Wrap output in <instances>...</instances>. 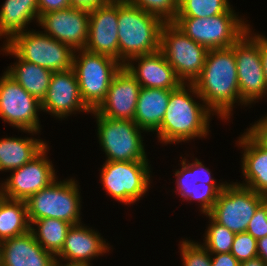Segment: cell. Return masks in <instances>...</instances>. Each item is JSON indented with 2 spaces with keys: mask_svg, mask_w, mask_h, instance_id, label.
<instances>
[{
  "mask_svg": "<svg viewBox=\"0 0 267 266\" xmlns=\"http://www.w3.org/2000/svg\"><path fill=\"white\" fill-rule=\"evenodd\" d=\"M244 150L242 159V174L246 186L267 198V149L261 147L247 132L237 141Z\"/></svg>",
  "mask_w": 267,
  "mask_h": 266,
  "instance_id": "obj_22",
  "label": "cell"
},
{
  "mask_svg": "<svg viewBox=\"0 0 267 266\" xmlns=\"http://www.w3.org/2000/svg\"><path fill=\"white\" fill-rule=\"evenodd\" d=\"M257 254L267 264V236L257 240Z\"/></svg>",
  "mask_w": 267,
  "mask_h": 266,
  "instance_id": "obj_43",
  "label": "cell"
},
{
  "mask_svg": "<svg viewBox=\"0 0 267 266\" xmlns=\"http://www.w3.org/2000/svg\"><path fill=\"white\" fill-rule=\"evenodd\" d=\"M75 52L78 53H74L73 69L81 98L91 111L96 110L105 100L113 77L123 65L114 58L85 49Z\"/></svg>",
  "mask_w": 267,
  "mask_h": 266,
  "instance_id": "obj_5",
  "label": "cell"
},
{
  "mask_svg": "<svg viewBox=\"0 0 267 266\" xmlns=\"http://www.w3.org/2000/svg\"><path fill=\"white\" fill-rule=\"evenodd\" d=\"M193 84L213 114L229 120L234 104H244L240 98L234 45L209 49L203 70Z\"/></svg>",
  "mask_w": 267,
  "mask_h": 266,
  "instance_id": "obj_1",
  "label": "cell"
},
{
  "mask_svg": "<svg viewBox=\"0 0 267 266\" xmlns=\"http://www.w3.org/2000/svg\"><path fill=\"white\" fill-rule=\"evenodd\" d=\"M187 162V163H186ZM181 169L175 171L177 192L187 200L192 194L196 186L195 178V161L188 163L186 159L181 161Z\"/></svg>",
  "mask_w": 267,
  "mask_h": 266,
  "instance_id": "obj_35",
  "label": "cell"
},
{
  "mask_svg": "<svg viewBox=\"0 0 267 266\" xmlns=\"http://www.w3.org/2000/svg\"><path fill=\"white\" fill-rule=\"evenodd\" d=\"M4 44L20 59L52 72L73 68V57L76 52L70 46L55 40L43 31L20 32Z\"/></svg>",
  "mask_w": 267,
  "mask_h": 266,
  "instance_id": "obj_8",
  "label": "cell"
},
{
  "mask_svg": "<svg viewBox=\"0 0 267 266\" xmlns=\"http://www.w3.org/2000/svg\"><path fill=\"white\" fill-rule=\"evenodd\" d=\"M39 25L44 33L74 51L85 49L88 41L89 10L68 7L51 11L39 18Z\"/></svg>",
  "mask_w": 267,
  "mask_h": 266,
  "instance_id": "obj_15",
  "label": "cell"
},
{
  "mask_svg": "<svg viewBox=\"0 0 267 266\" xmlns=\"http://www.w3.org/2000/svg\"><path fill=\"white\" fill-rule=\"evenodd\" d=\"M251 33L248 27L246 33L234 44L240 98L244 106L251 105L267 95L259 49V34Z\"/></svg>",
  "mask_w": 267,
  "mask_h": 266,
  "instance_id": "obj_12",
  "label": "cell"
},
{
  "mask_svg": "<svg viewBox=\"0 0 267 266\" xmlns=\"http://www.w3.org/2000/svg\"><path fill=\"white\" fill-rule=\"evenodd\" d=\"M180 251L184 266H211V254L199 242L183 240Z\"/></svg>",
  "mask_w": 267,
  "mask_h": 266,
  "instance_id": "obj_32",
  "label": "cell"
},
{
  "mask_svg": "<svg viewBox=\"0 0 267 266\" xmlns=\"http://www.w3.org/2000/svg\"><path fill=\"white\" fill-rule=\"evenodd\" d=\"M39 22L38 0H6L0 9V38L7 43L14 35L27 31L32 20Z\"/></svg>",
  "mask_w": 267,
  "mask_h": 266,
  "instance_id": "obj_25",
  "label": "cell"
},
{
  "mask_svg": "<svg viewBox=\"0 0 267 266\" xmlns=\"http://www.w3.org/2000/svg\"><path fill=\"white\" fill-rule=\"evenodd\" d=\"M211 257V266H239L240 262L231 253H217Z\"/></svg>",
  "mask_w": 267,
  "mask_h": 266,
  "instance_id": "obj_40",
  "label": "cell"
},
{
  "mask_svg": "<svg viewBox=\"0 0 267 266\" xmlns=\"http://www.w3.org/2000/svg\"><path fill=\"white\" fill-rule=\"evenodd\" d=\"M91 113L97 118V135L107 157L105 161H149L142 129L134 121L107 118L96 110Z\"/></svg>",
  "mask_w": 267,
  "mask_h": 266,
  "instance_id": "obj_7",
  "label": "cell"
},
{
  "mask_svg": "<svg viewBox=\"0 0 267 266\" xmlns=\"http://www.w3.org/2000/svg\"><path fill=\"white\" fill-rule=\"evenodd\" d=\"M228 0H179L176 17L208 18L228 11Z\"/></svg>",
  "mask_w": 267,
  "mask_h": 266,
  "instance_id": "obj_29",
  "label": "cell"
},
{
  "mask_svg": "<svg viewBox=\"0 0 267 266\" xmlns=\"http://www.w3.org/2000/svg\"><path fill=\"white\" fill-rule=\"evenodd\" d=\"M224 186L225 185L196 183V186L193 189V194L187 199V201H198L200 203L201 212L209 214Z\"/></svg>",
  "mask_w": 267,
  "mask_h": 266,
  "instance_id": "obj_33",
  "label": "cell"
},
{
  "mask_svg": "<svg viewBox=\"0 0 267 266\" xmlns=\"http://www.w3.org/2000/svg\"><path fill=\"white\" fill-rule=\"evenodd\" d=\"M195 178L196 183H205L208 185H226L225 183L215 182L216 180L211 176V172L206 168L199 159L195 158Z\"/></svg>",
  "mask_w": 267,
  "mask_h": 266,
  "instance_id": "obj_39",
  "label": "cell"
},
{
  "mask_svg": "<svg viewBox=\"0 0 267 266\" xmlns=\"http://www.w3.org/2000/svg\"><path fill=\"white\" fill-rule=\"evenodd\" d=\"M5 45V46H4ZM1 49L5 54L15 56L18 62L8 67L10 75L22 88L40 102L46 95L53 72L39 65L20 59L6 44Z\"/></svg>",
  "mask_w": 267,
  "mask_h": 266,
  "instance_id": "obj_24",
  "label": "cell"
},
{
  "mask_svg": "<svg viewBox=\"0 0 267 266\" xmlns=\"http://www.w3.org/2000/svg\"><path fill=\"white\" fill-rule=\"evenodd\" d=\"M140 84L125 66L113 77L105 100L96 111L107 118L134 120Z\"/></svg>",
  "mask_w": 267,
  "mask_h": 266,
  "instance_id": "obj_18",
  "label": "cell"
},
{
  "mask_svg": "<svg viewBox=\"0 0 267 266\" xmlns=\"http://www.w3.org/2000/svg\"><path fill=\"white\" fill-rule=\"evenodd\" d=\"M234 11L230 8L225 13L208 18L176 17L173 23L189 38L208 50L228 48L250 27Z\"/></svg>",
  "mask_w": 267,
  "mask_h": 266,
  "instance_id": "obj_4",
  "label": "cell"
},
{
  "mask_svg": "<svg viewBox=\"0 0 267 266\" xmlns=\"http://www.w3.org/2000/svg\"><path fill=\"white\" fill-rule=\"evenodd\" d=\"M191 93L203 101L193 83H182L171 91L166 112L156 131L161 143L177 144L209 134L210 116L214 114L204 102H196Z\"/></svg>",
  "mask_w": 267,
  "mask_h": 266,
  "instance_id": "obj_2",
  "label": "cell"
},
{
  "mask_svg": "<svg viewBox=\"0 0 267 266\" xmlns=\"http://www.w3.org/2000/svg\"><path fill=\"white\" fill-rule=\"evenodd\" d=\"M86 51L109 56L119 61L118 0L89 11Z\"/></svg>",
  "mask_w": 267,
  "mask_h": 266,
  "instance_id": "obj_16",
  "label": "cell"
},
{
  "mask_svg": "<svg viewBox=\"0 0 267 266\" xmlns=\"http://www.w3.org/2000/svg\"><path fill=\"white\" fill-rule=\"evenodd\" d=\"M246 232L256 240L267 236V198L256 209Z\"/></svg>",
  "mask_w": 267,
  "mask_h": 266,
  "instance_id": "obj_36",
  "label": "cell"
},
{
  "mask_svg": "<svg viewBox=\"0 0 267 266\" xmlns=\"http://www.w3.org/2000/svg\"><path fill=\"white\" fill-rule=\"evenodd\" d=\"M231 254L240 263L258 257L257 240L247 232L236 234L231 247Z\"/></svg>",
  "mask_w": 267,
  "mask_h": 266,
  "instance_id": "obj_34",
  "label": "cell"
},
{
  "mask_svg": "<svg viewBox=\"0 0 267 266\" xmlns=\"http://www.w3.org/2000/svg\"><path fill=\"white\" fill-rule=\"evenodd\" d=\"M160 51L182 83H193L203 70L208 49L189 38L173 22H165Z\"/></svg>",
  "mask_w": 267,
  "mask_h": 266,
  "instance_id": "obj_9",
  "label": "cell"
},
{
  "mask_svg": "<svg viewBox=\"0 0 267 266\" xmlns=\"http://www.w3.org/2000/svg\"><path fill=\"white\" fill-rule=\"evenodd\" d=\"M150 14L160 17L164 22H173L179 9V0H124Z\"/></svg>",
  "mask_w": 267,
  "mask_h": 266,
  "instance_id": "obj_31",
  "label": "cell"
},
{
  "mask_svg": "<svg viewBox=\"0 0 267 266\" xmlns=\"http://www.w3.org/2000/svg\"><path fill=\"white\" fill-rule=\"evenodd\" d=\"M77 182L72 178L54 180L49 186L31 195L25 202L30 224L37 219L56 218L72 225L81 223V197Z\"/></svg>",
  "mask_w": 267,
  "mask_h": 266,
  "instance_id": "obj_6",
  "label": "cell"
},
{
  "mask_svg": "<svg viewBox=\"0 0 267 266\" xmlns=\"http://www.w3.org/2000/svg\"><path fill=\"white\" fill-rule=\"evenodd\" d=\"M48 144L35 138L0 139V171H13L37 157Z\"/></svg>",
  "mask_w": 267,
  "mask_h": 266,
  "instance_id": "obj_26",
  "label": "cell"
},
{
  "mask_svg": "<svg viewBox=\"0 0 267 266\" xmlns=\"http://www.w3.org/2000/svg\"><path fill=\"white\" fill-rule=\"evenodd\" d=\"M239 266H267V264L260 257H255L253 259L241 262Z\"/></svg>",
  "mask_w": 267,
  "mask_h": 266,
  "instance_id": "obj_44",
  "label": "cell"
},
{
  "mask_svg": "<svg viewBox=\"0 0 267 266\" xmlns=\"http://www.w3.org/2000/svg\"><path fill=\"white\" fill-rule=\"evenodd\" d=\"M30 225V231L38 244L55 256L61 251L67 233L72 226V224L56 218L37 219ZM35 225L38 226L37 229L34 227Z\"/></svg>",
  "mask_w": 267,
  "mask_h": 266,
  "instance_id": "obj_28",
  "label": "cell"
},
{
  "mask_svg": "<svg viewBox=\"0 0 267 266\" xmlns=\"http://www.w3.org/2000/svg\"><path fill=\"white\" fill-rule=\"evenodd\" d=\"M265 199L238 182H226L209 215L235 234L246 232L256 209Z\"/></svg>",
  "mask_w": 267,
  "mask_h": 266,
  "instance_id": "obj_11",
  "label": "cell"
},
{
  "mask_svg": "<svg viewBox=\"0 0 267 266\" xmlns=\"http://www.w3.org/2000/svg\"><path fill=\"white\" fill-rule=\"evenodd\" d=\"M69 0H38L39 18L48 12L70 7Z\"/></svg>",
  "mask_w": 267,
  "mask_h": 266,
  "instance_id": "obj_38",
  "label": "cell"
},
{
  "mask_svg": "<svg viewBox=\"0 0 267 266\" xmlns=\"http://www.w3.org/2000/svg\"><path fill=\"white\" fill-rule=\"evenodd\" d=\"M56 256L44 250L31 231L0 245V266H54Z\"/></svg>",
  "mask_w": 267,
  "mask_h": 266,
  "instance_id": "obj_21",
  "label": "cell"
},
{
  "mask_svg": "<svg viewBox=\"0 0 267 266\" xmlns=\"http://www.w3.org/2000/svg\"><path fill=\"white\" fill-rule=\"evenodd\" d=\"M259 49L264 70L265 82L267 85V38L261 34H259Z\"/></svg>",
  "mask_w": 267,
  "mask_h": 266,
  "instance_id": "obj_42",
  "label": "cell"
},
{
  "mask_svg": "<svg viewBox=\"0 0 267 266\" xmlns=\"http://www.w3.org/2000/svg\"><path fill=\"white\" fill-rule=\"evenodd\" d=\"M132 61H138V66H134ZM124 66L142 88L176 89L182 84L160 50L132 57Z\"/></svg>",
  "mask_w": 267,
  "mask_h": 266,
  "instance_id": "obj_20",
  "label": "cell"
},
{
  "mask_svg": "<svg viewBox=\"0 0 267 266\" xmlns=\"http://www.w3.org/2000/svg\"><path fill=\"white\" fill-rule=\"evenodd\" d=\"M210 224L205 232L203 246L213 256L217 253H231L235 233L224 225L217 223L209 214Z\"/></svg>",
  "mask_w": 267,
  "mask_h": 266,
  "instance_id": "obj_30",
  "label": "cell"
},
{
  "mask_svg": "<svg viewBox=\"0 0 267 266\" xmlns=\"http://www.w3.org/2000/svg\"><path fill=\"white\" fill-rule=\"evenodd\" d=\"M39 110L41 102L4 71L0 77V118L23 132L37 134L41 129Z\"/></svg>",
  "mask_w": 267,
  "mask_h": 266,
  "instance_id": "obj_13",
  "label": "cell"
},
{
  "mask_svg": "<svg viewBox=\"0 0 267 266\" xmlns=\"http://www.w3.org/2000/svg\"><path fill=\"white\" fill-rule=\"evenodd\" d=\"M54 266H88V265H83V264H61L60 261H56L55 265Z\"/></svg>",
  "mask_w": 267,
  "mask_h": 266,
  "instance_id": "obj_45",
  "label": "cell"
},
{
  "mask_svg": "<svg viewBox=\"0 0 267 266\" xmlns=\"http://www.w3.org/2000/svg\"><path fill=\"white\" fill-rule=\"evenodd\" d=\"M30 228L26 202L0 195V242L23 235Z\"/></svg>",
  "mask_w": 267,
  "mask_h": 266,
  "instance_id": "obj_27",
  "label": "cell"
},
{
  "mask_svg": "<svg viewBox=\"0 0 267 266\" xmlns=\"http://www.w3.org/2000/svg\"><path fill=\"white\" fill-rule=\"evenodd\" d=\"M172 90L140 88L133 121L143 132H155L160 128Z\"/></svg>",
  "mask_w": 267,
  "mask_h": 266,
  "instance_id": "obj_23",
  "label": "cell"
},
{
  "mask_svg": "<svg viewBox=\"0 0 267 266\" xmlns=\"http://www.w3.org/2000/svg\"><path fill=\"white\" fill-rule=\"evenodd\" d=\"M47 146L32 161L13 170L10 177L0 186V195L11 200L26 201L31 195L36 194L49 186L57 179L52 161L47 159Z\"/></svg>",
  "mask_w": 267,
  "mask_h": 266,
  "instance_id": "obj_14",
  "label": "cell"
},
{
  "mask_svg": "<svg viewBox=\"0 0 267 266\" xmlns=\"http://www.w3.org/2000/svg\"><path fill=\"white\" fill-rule=\"evenodd\" d=\"M101 169L103 188L120 203L133 204L149 189L151 171L148 161H105Z\"/></svg>",
  "mask_w": 267,
  "mask_h": 266,
  "instance_id": "obj_10",
  "label": "cell"
},
{
  "mask_svg": "<svg viewBox=\"0 0 267 266\" xmlns=\"http://www.w3.org/2000/svg\"><path fill=\"white\" fill-rule=\"evenodd\" d=\"M41 109L61 120L76 111L91 113L81 98L73 68L53 72L46 95L41 101Z\"/></svg>",
  "mask_w": 267,
  "mask_h": 266,
  "instance_id": "obj_17",
  "label": "cell"
},
{
  "mask_svg": "<svg viewBox=\"0 0 267 266\" xmlns=\"http://www.w3.org/2000/svg\"><path fill=\"white\" fill-rule=\"evenodd\" d=\"M110 247L100 233L87 228L82 223L72 225L69 229L61 251L56 255L57 261L69 264H83L90 266L91 259L108 253ZM59 260H58V258Z\"/></svg>",
  "mask_w": 267,
  "mask_h": 266,
  "instance_id": "obj_19",
  "label": "cell"
},
{
  "mask_svg": "<svg viewBox=\"0 0 267 266\" xmlns=\"http://www.w3.org/2000/svg\"><path fill=\"white\" fill-rule=\"evenodd\" d=\"M261 147L267 149V116L254 123L246 131Z\"/></svg>",
  "mask_w": 267,
  "mask_h": 266,
  "instance_id": "obj_37",
  "label": "cell"
},
{
  "mask_svg": "<svg viewBox=\"0 0 267 266\" xmlns=\"http://www.w3.org/2000/svg\"><path fill=\"white\" fill-rule=\"evenodd\" d=\"M164 24L160 17L118 0L119 62L124 66L132 57L158 52Z\"/></svg>",
  "mask_w": 267,
  "mask_h": 266,
  "instance_id": "obj_3",
  "label": "cell"
},
{
  "mask_svg": "<svg viewBox=\"0 0 267 266\" xmlns=\"http://www.w3.org/2000/svg\"><path fill=\"white\" fill-rule=\"evenodd\" d=\"M108 1L109 0H69L72 7L82 8L89 11L101 5H104Z\"/></svg>",
  "mask_w": 267,
  "mask_h": 266,
  "instance_id": "obj_41",
  "label": "cell"
}]
</instances>
